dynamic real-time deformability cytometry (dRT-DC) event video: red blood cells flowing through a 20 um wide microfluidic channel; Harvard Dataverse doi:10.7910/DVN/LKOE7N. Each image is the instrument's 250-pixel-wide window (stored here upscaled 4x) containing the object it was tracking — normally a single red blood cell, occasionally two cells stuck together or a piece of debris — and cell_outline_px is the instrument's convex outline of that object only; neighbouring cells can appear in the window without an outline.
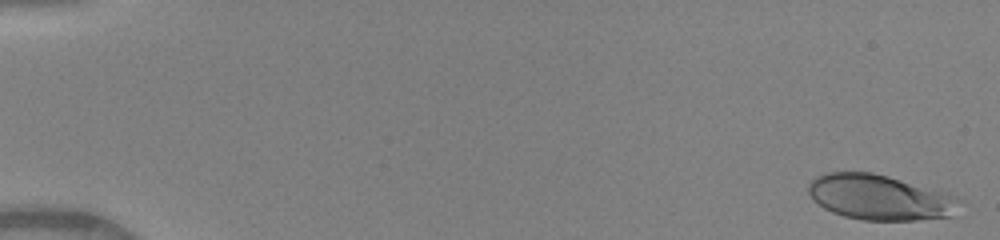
{"species": "human", "species_latin": "Homo sapiens", "temperature_condition": "warm", "stored_images_in_passage": 44, "camera_frame_rate_fps": 3000, "um_per_image_px": 0.085, "donor": {"sex": "female"}, "frame": {"image": 1, "passage_image": 1, "time_ms": 0.0, "image_size_px": [1000, 240], "cell_outline_px": [[960, 200], [952, 216], [916, 220], [864, 220], [844, 216], [832, 212], [824, 208], [812, 200], [808, 192], [808, 184], [816, 176], [828, 172], [872, 172], [888, 176], [956, 196]], "centroid_in_image_um": [74.72, 16.77], "position_along_channel_um": 10.3, "area_um2": 39.54}}
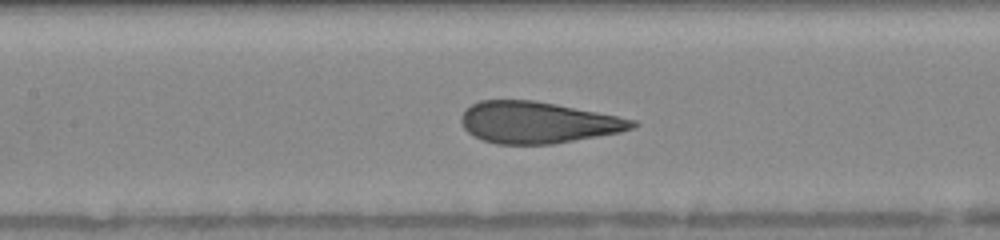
{"frame": {"image": 2, "passage_image": 24, "time_ms": 7.667, "image_size_px": [1000, 240], "cell_outline_px": [[640, 124], [632, 128], [620, 132], [552, 144], [496, 144], [484, 140], [468, 132], [464, 128], [460, 120], [460, 116], [472, 104], [480, 100], [536, 100], [636, 120]], "centroid_in_image_um": [45.69, 10.4], "position_along_channel_um": 161.7, "area_um2": 41.1}}
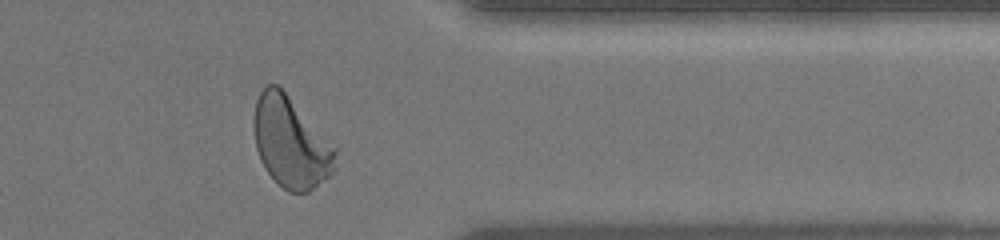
{"frame": {"image": 3, "passage_image": 41, "time_ms": 13.333, "image_size_px": [1000, 240], "cell_outline_px": [[336, 168], [328, 176], [308, 192], [288, 192], [264, 168], [260, 160], [256, 148], [252, 124], [252, 120], [256, 100], [260, 92], [268, 84], [280, 84], [336, 148]], "centroid_in_image_um": [24.69, 12.06], "position_along_channel_um": 386.7, "area_um2": 43.35}, "authors_computed_cell_mechanics": {"area_um2": 41.1536, "velocity_mm_per_s": 4.1, "shape_relaxation_time_tau1_ms": 4.0195, "shape_relaxation_time_tau2_ms": null, "deformation_change_tau1": 0.2154, "deformation_change_tau2": null}}